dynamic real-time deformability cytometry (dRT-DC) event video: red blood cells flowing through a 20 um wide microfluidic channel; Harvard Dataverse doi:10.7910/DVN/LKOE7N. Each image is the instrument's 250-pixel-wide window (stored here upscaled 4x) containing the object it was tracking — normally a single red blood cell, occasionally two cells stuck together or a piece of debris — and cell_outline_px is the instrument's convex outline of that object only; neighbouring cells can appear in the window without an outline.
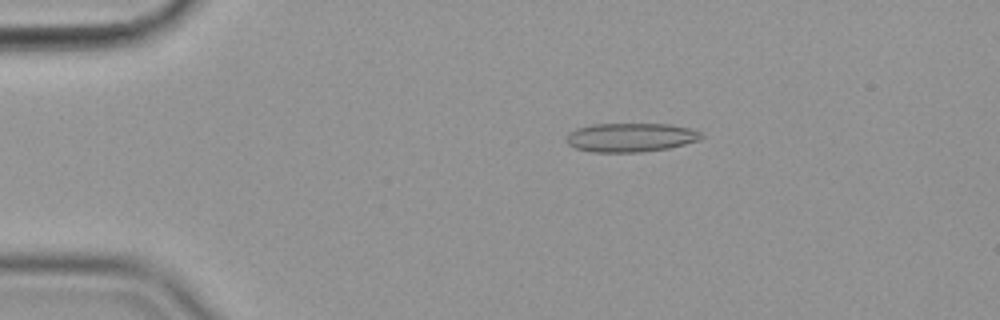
{"species": "common noctule bat (a hibernating species)", "species_latin": "Nyctalus noctula", "temperature_condition": "cold", "stored_images_in_passage": 56, "camera_frame_rate_fps": 3000, "um_per_image_px": 0.085, "animal": {"sex": "female", "body_mass_g": 19.9}, "frame": {"image": 1, "passage_image": 11, "time_ms": 3.333, "image_size_px": [1000, 320], "cell_outline_px": [[704, 136], [700, 140], [668, 148], [640, 152], [592, 152], [576, 148], [568, 144], [564, 140], [568, 132], [592, 124], [668, 124], [692, 128], [700, 132]], "centroid_in_image_um": [53.61, 11.68], "position_along_channel_um": 31.4, "area_um2": 22.77}}
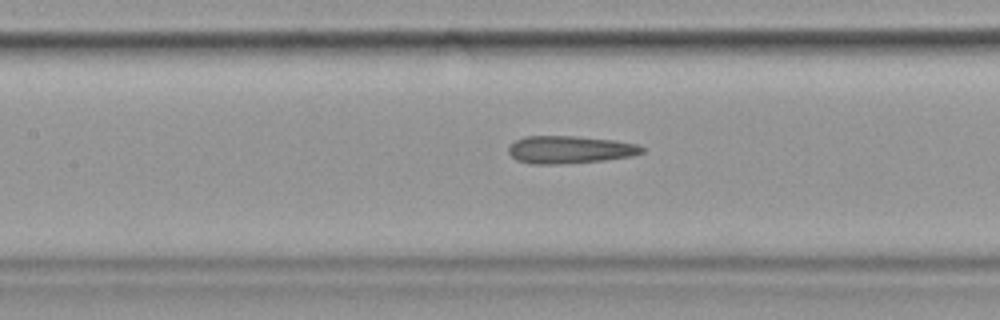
{"frame": {"image": 2, "passage_image": 26, "time_ms": 8.333, "image_size_px": [1000, 320], "cell_outline_px": [[644, 152], [632, 156], [604, 160], [560, 164], [532, 164], [516, 160], [508, 152], [508, 148], [516, 140], [524, 136], [576, 136], [616, 140], [640, 144], [644, 148]], "centroid_in_image_um": [48.46, 12.71], "position_along_channel_um": 158.9, "area_um2": 21.62}}
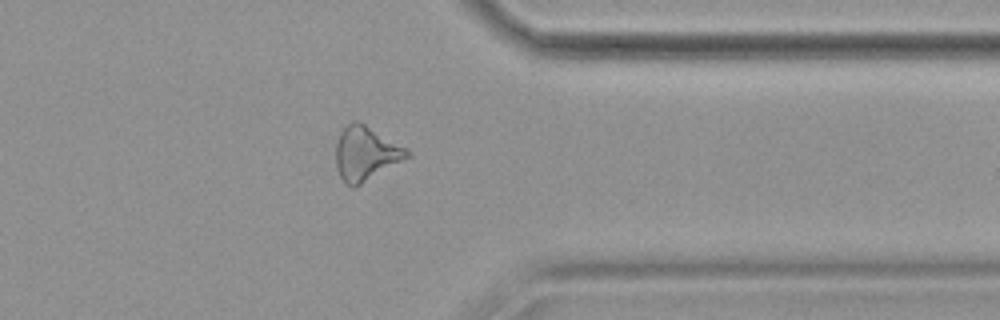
{"frame": {"image": 3, "passage_image": 45, "time_ms": 14.667, "image_size_px": [1000, 320], "cell_outline_px": [[412, 156], [356, 188], [352, 188], [344, 184], [336, 168], [336, 144], [340, 132], [352, 120], [356, 120], [364, 124], [404, 148]], "centroid_in_image_um": [31.05, 13.11], "position_along_channel_um": 380.3, "area_um2": 22.43}, "authors_computed_cell_mechanics": {"area_um2": 22.0796, "velocity_mm_per_s": 3.5909, "shape_relaxation_time_tau1_ms": 9.8014, "shape_relaxation_time_tau2_ms": 3.283, "deformation_change_tau1": 0.2134, "deformation_change_tau2": 0.159}}